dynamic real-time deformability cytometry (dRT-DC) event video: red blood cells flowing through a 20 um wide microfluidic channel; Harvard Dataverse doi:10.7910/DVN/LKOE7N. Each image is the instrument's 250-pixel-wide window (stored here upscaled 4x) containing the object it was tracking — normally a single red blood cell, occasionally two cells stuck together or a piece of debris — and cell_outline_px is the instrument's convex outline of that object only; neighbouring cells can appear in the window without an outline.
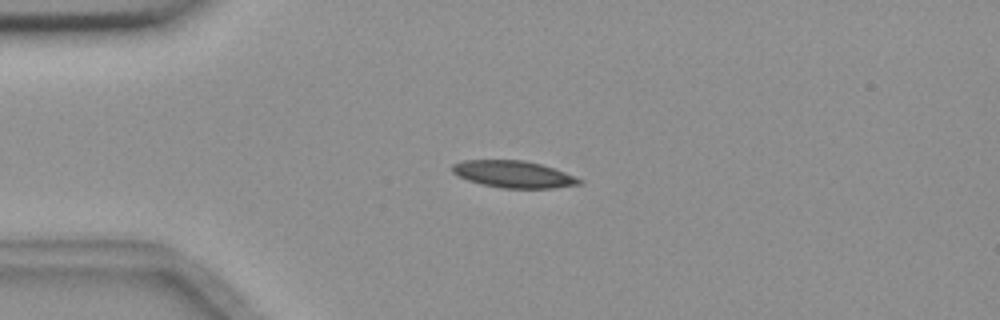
{"species": "common noctule bat (a hibernating species)", "species_latin": "Nyctalus noctula", "temperature_condition": "room temperature", "stored_images_in_passage": 43, "camera_frame_rate_fps": 3000, "um_per_image_px": 0.085, "animal": {"sex": "female", "body_mass_g": 18.4}, "frame": {"image": 1, "passage_image": 1, "time_ms": 0.0, "image_size_px": [1000, 320], "cell_outline_px": [[584, 180], [580, 184], [552, 188], [500, 188], [480, 184], [468, 180], [452, 172], [452, 164], [464, 160], [524, 160], [540, 164], [564, 172]], "centroid_in_image_um": [43.63, 14.81], "position_along_channel_um": 41.4, "area_um2": 19.83}}
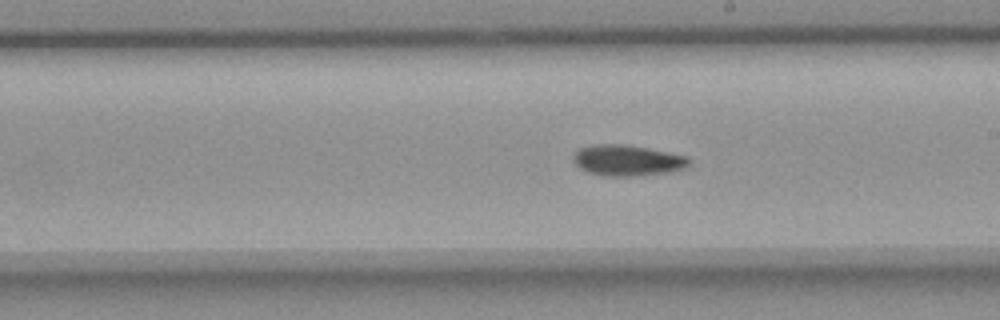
{"frame": {"image": 2, "passage_image": 19, "time_ms": 6.0, "image_size_px": [1000, 320], "cell_outline_px": [[692, 160], [688, 168], [672, 172], [632, 176], [604, 176], [588, 172], [580, 168], [572, 160], [572, 156], [580, 148], [592, 144], [624, 144], [648, 148], [688, 156]], "centroid_in_image_um": [53.37, 13.63], "position_along_channel_um": 235.6, "area_um2": 21.15}}
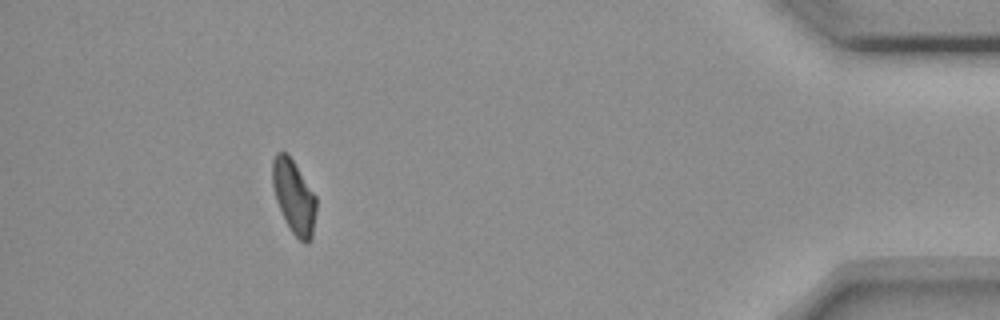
{"frame": {"image": 3, "passage_image": 38, "time_ms": 12.333, "image_size_px": [1000, 320], "cell_outline_px": [[316, 212], [312, 236], [308, 244], [304, 244], [292, 232], [276, 200], [272, 184], [272, 160], [276, 152], [288, 152], [316, 196]], "centroid_in_image_um": [24.98, 16.69], "position_along_channel_um": 410.2, "area_um2": 18.73}}